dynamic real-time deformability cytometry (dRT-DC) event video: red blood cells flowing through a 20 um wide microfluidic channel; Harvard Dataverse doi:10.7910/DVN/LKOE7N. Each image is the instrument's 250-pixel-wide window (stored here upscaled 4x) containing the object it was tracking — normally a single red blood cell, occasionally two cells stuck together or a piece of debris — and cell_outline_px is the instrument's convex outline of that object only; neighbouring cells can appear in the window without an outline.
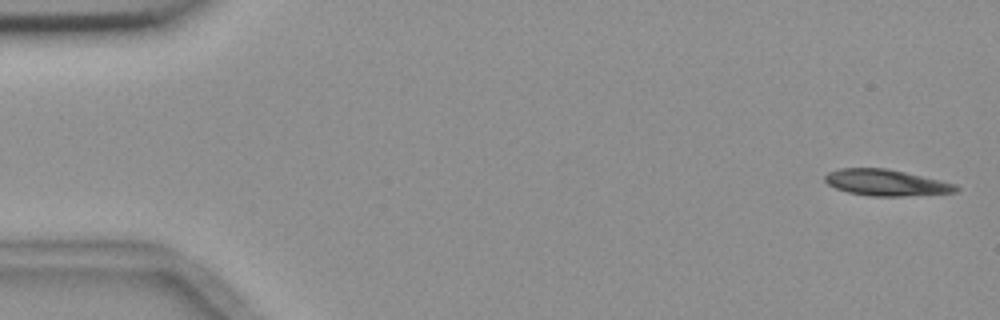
{"species": "common noctule bat (a hibernating species)", "species_latin": "Nyctalus noctula", "temperature_condition": "room temperature", "stored_images_in_passage": 5, "camera_frame_rate_fps": 3000, "um_per_image_px": 0.085, "animal": {"sex": "female", "body_mass_g": 18.4}, "frame": {"image": 1, "passage_image": 1, "time_ms": 0.0, "image_size_px": [1000, 320], "cell_outline_px": [[960, 188], [956, 192], [904, 196], [868, 196], [848, 192], [836, 188], [828, 184], [824, 180], [824, 176], [828, 172], [840, 168], [888, 168], [940, 180], [956, 184]], "centroid_in_image_um": [75.31, 15.52], "position_along_channel_um": 9.7, "area_um2": 20.06}}